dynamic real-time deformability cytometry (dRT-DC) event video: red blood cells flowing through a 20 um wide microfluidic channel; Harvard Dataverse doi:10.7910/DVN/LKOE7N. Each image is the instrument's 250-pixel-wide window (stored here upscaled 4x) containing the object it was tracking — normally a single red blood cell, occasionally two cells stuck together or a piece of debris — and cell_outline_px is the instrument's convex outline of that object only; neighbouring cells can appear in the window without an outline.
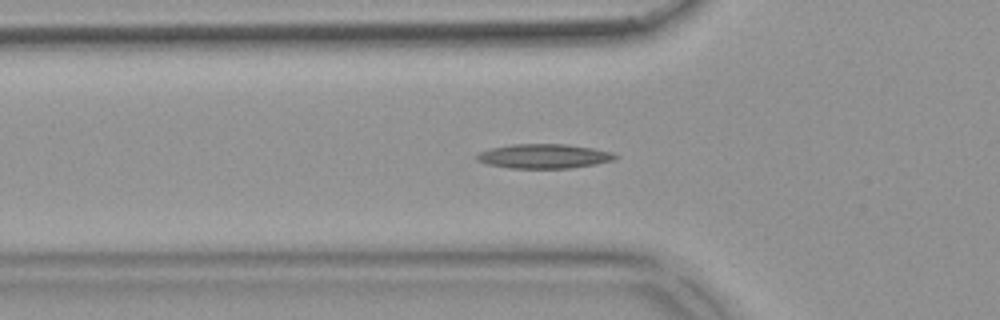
{"species": "common noctule bat (a hibernating species)", "species_latin": "Nyctalus noctula", "temperature_condition": "warm", "stored_images_in_passage": 40, "segment_of_instrument_passage": [1, 2], "camera_frame_rate_fps": 3000, "um_per_image_px": 0.085, "animal": {"sex": "female", "body_mass_g": 18.4}, "frame": {"image": 1, "passage_image": 4, "time_ms": 1.0, "image_size_px": [1000, 320], "cell_outline_px": [[620, 156], [616, 160], [596, 164], [572, 168], [508, 168], [488, 164], [476, 160], [476, 156], [480, 152], [488, 148], [512, 144], [564, 144], [592, 148], [612, 152]], "centroid_in_image_um": [46.25, 13.28], "position_along_channel_um": 79.5, "area_um2": 19.83}}
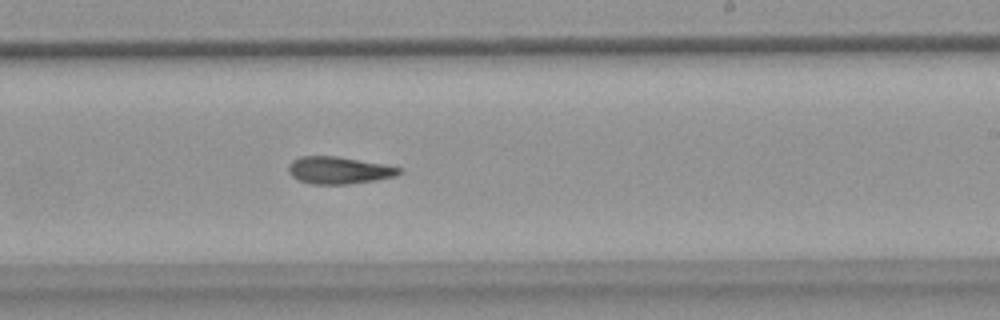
{"frame": {"image": 2, "passage_image": 18, "time_ms": 5.667, "image_size_px": [1000, 320], "cell_outline_px": [[404, 172], [396, 176], [376, 180], [348, 184], [308, 184], [296, 180], [288, 172], [288, 164], [292, 160], [300, 156], [336, 156], [384, 164], [404, 168]], "centroid_in_image_um": [28.8, 14.48], "position_along_channel_um": 260.2, "area_um2": 17.86}}
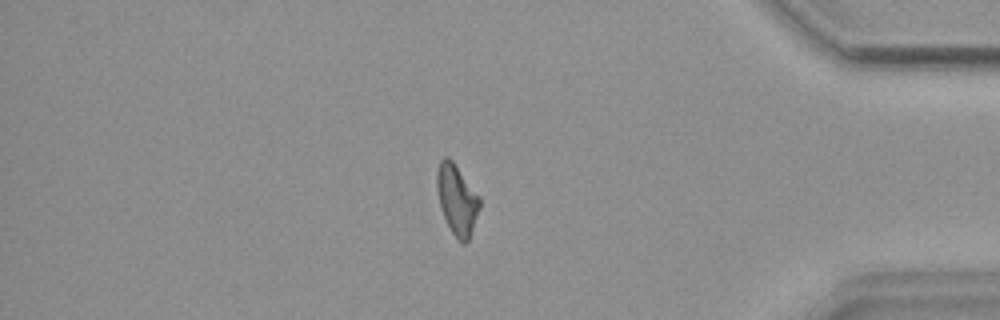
{"frame": {"image": 3, "passage_image": 31, "time_ms": 10.0, "image_size_px": [1000, 320], "cell_outline_px": [[480, 208], [472, 232], [468, 240], [464, 244], [456, 240], [440, 208], [436, 188], [436, 172], [440, 160], [444, 156], [448, 156], [452, 160], [480, 196]], "centroid_in_image_um": [38.83, 16.96], "position_along_channel_um": 396.4, "area_um2": 17.69}}